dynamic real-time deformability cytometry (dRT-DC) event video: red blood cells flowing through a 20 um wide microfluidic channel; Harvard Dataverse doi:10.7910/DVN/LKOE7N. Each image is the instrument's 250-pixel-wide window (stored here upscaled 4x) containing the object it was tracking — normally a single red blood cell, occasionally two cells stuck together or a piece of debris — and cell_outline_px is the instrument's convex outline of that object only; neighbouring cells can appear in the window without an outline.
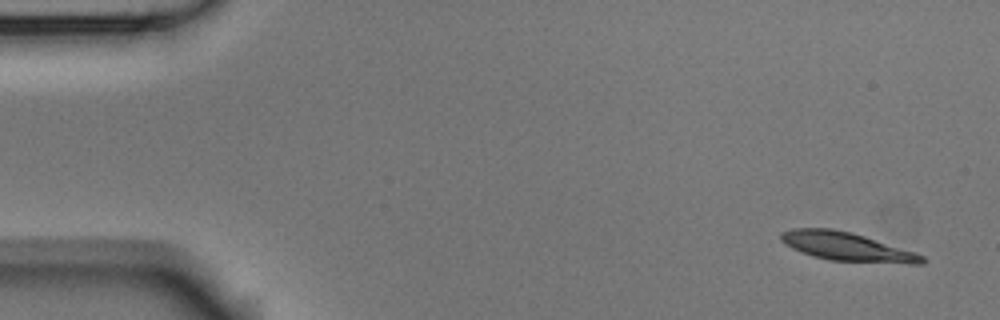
{"species": "Egyptian fruit bat (a non-hibernating species)", "species_latin": "Rousettus aegyptiacus", "temperature_condition": "room temperature", "stored_images_in_passage": 4, "camera_frame_rate_fps": 3000, "um_per_image_px": 0.085, "animal": {"sex": "male"}, "frame": {"image": 1, "passage_image": 1, "time_ms": 0.0, "image_size_px": [1000, 320], "cell_outline_px": [[924, 264], [908, 264], [828, 260], [812, 256], [800, 252], [784, 244], [780, 240], [780, 232], [792, 228], [832, 228], [864, 236], [916, 252], [924, 256]], "centroid_in_image_um": [71.95, 20.97], "position_along_channel_um": 13.0, "area_um2": 23.64}}
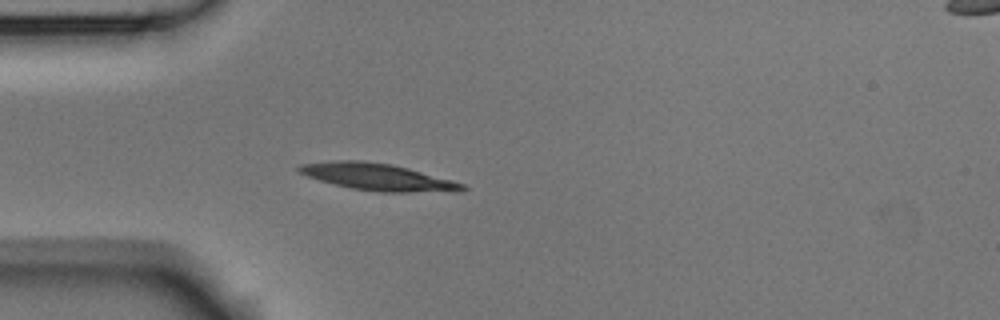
{"frame": {"image": 2, "passage_image": 4, "time_ms": 1.0, "image_size_px": [1000, 320], "cell_outline_px": [[468, 188], [464, 192], [380, 192], [352, 188], [320, 180], [296, 172], [296, 168], [300, 164], [332, 160], [364, 160], [392, 164], [408, 168], [452, 180], [464, 184]], "centroid_in_image_um": [32.14, 15.04], "position_along_channel_um": 52.9, "area_um2": 25.84}}